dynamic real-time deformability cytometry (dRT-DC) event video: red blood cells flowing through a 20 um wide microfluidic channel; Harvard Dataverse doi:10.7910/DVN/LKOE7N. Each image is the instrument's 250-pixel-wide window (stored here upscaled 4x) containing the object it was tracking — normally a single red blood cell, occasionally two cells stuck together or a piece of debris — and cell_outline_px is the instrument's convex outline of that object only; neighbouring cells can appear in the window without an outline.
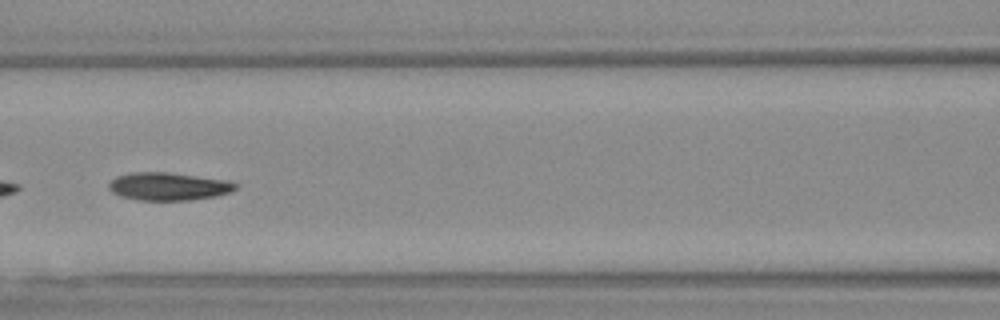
{"species": "Egyptian fruit bat (a non-hibernating species)", "species_latin": "Rousettus aegyptiacus", "temperature_condition": "warm", "stored_images_in_passage": 31, "camera_frame_rate_fps": 3000, "um_per_image_px": 0.085, "animal": {"sex": "female"}, "frame": {"image": 1, "passage_image": 10, "time_ms": 3.0, "image_size_px": [1000, 320], "cell_outline_px": [[236, 188], [228, 192], [216, 196], [188, 200], [140, 200], [120, 196], [112, 192], [108, 188], [108, 184], [116, 176], [132, 172], [164, 172], [224, 180], [236, 184]], "centroid_in_image_um": [14.24, 15.85], "position_along_channel_um": 152.4, "area_um2": 20.17}}